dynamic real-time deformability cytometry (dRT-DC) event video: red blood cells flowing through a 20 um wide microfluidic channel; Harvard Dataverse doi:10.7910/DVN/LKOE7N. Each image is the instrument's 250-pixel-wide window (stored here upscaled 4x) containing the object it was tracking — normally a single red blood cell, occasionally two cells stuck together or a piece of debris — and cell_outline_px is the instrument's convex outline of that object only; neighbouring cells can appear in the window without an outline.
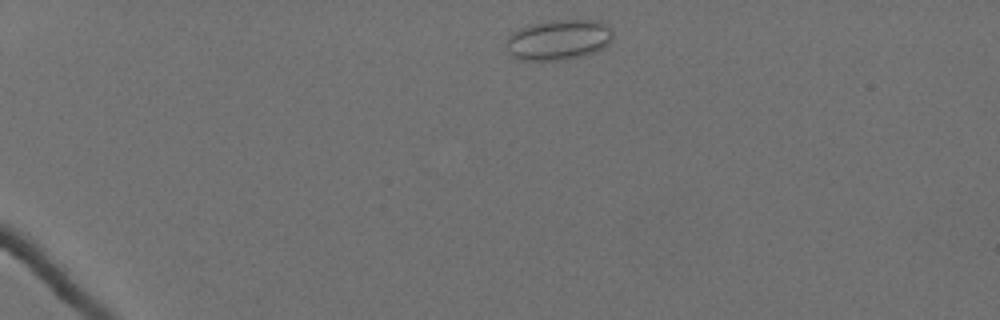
{"species": "Egyptian fruit bat (a non-hibernating species)", "species_latin": "Rousettus aegyptiacus", "temperature_condition": "cold", "stored_images_in_passage": 21, "camera_frame_rate_fps": 3000, "um_per_image_px": 0.085, "animal": {"sex": "female"}, "frame": {"image": 1, "passage_image": 1, "time_ms": 0.0, "image_size_px": [1000, 320], "cell_outline_px": [[612, 40], [608, 44], [596, 52], [580, 56], [556, 60], [520, 60], [512, 56], [508, 52], [508, 36], [512, 32], [536, 24], [556, 20], [600, 20], [612, 32]], "centroid_in_image_um": [47.5, 3.39], "position_along_channel_um": 37.5, "area_um2": 24.57}}
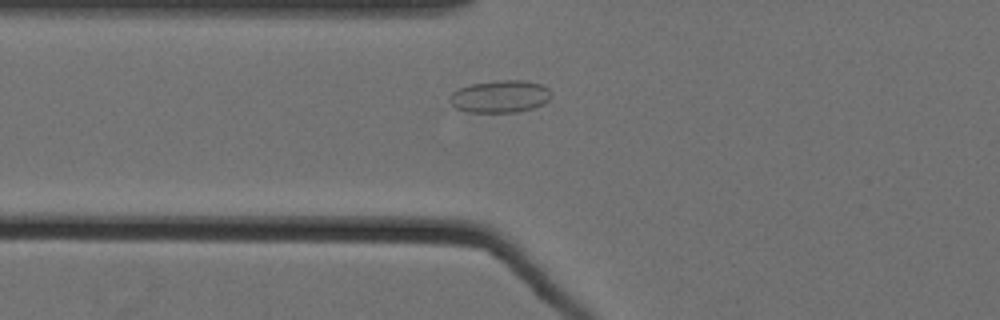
{"frame": {"image": 2, "passage_image": 11, "time_ms": 3.333, "image_size_px": [1000, 320], "cell_outline_px": [[552, 96], [544, 104], [532, 108], [516, 112], [468, 112], [456, 108], [448, 100], [448, 96], [452, 92], [460, 88], [472, 84], [496, 80], [524, 80], [540, 84], [548, 88], [552, 92]], "centroid_in_image_um": [42.51, 8.2], "position_along_channel_um": 83.3, "area_um2": 19.25}}
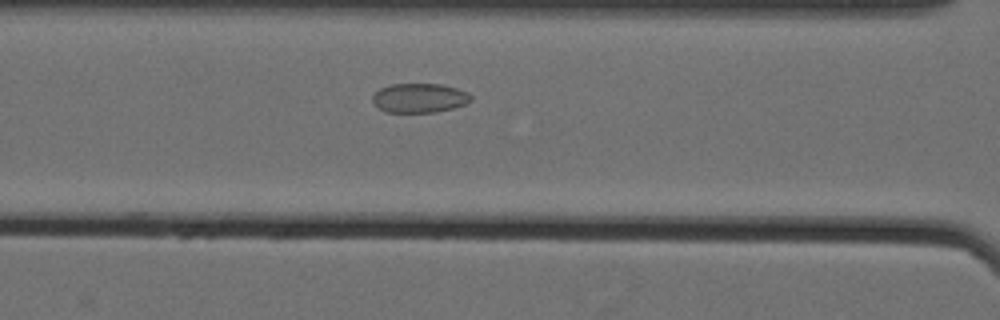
{"frame": {"image": 3, "passage_image": 15, "time_ms": 4.667, "image_size_px": [1000, 320], "cell_outline_px": [[472, 100], [464, 104], [452, 108], [436, 112], [384, 112], [372, 100], [372, 96], [380, 88], [392, 84], [440, 84], [456, 88], [468, 92], [472, 96]], "centroid_in_image_um": [35.66, 8.32], "position_along_channel_um": 130.9, "area_um2": 16.7}}